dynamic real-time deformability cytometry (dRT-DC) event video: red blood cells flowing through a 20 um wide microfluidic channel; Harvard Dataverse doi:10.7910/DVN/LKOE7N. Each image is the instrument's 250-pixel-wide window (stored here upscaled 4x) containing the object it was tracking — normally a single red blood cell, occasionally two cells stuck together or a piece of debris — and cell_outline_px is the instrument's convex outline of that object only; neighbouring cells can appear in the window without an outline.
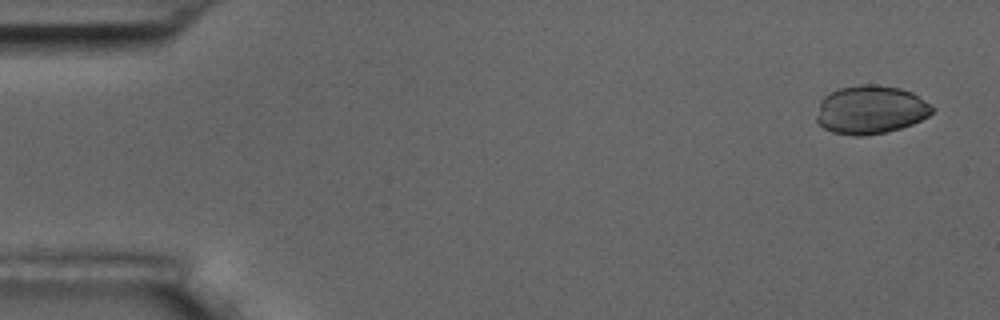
{"species": "common noctule bat (a hibernating species)", "species_latin": "Nyctalus noctula", "temperature_condition": "room temperature", "stored_images_in_passage": 6, "camera_frame_rate_fps": 3000, "um_per_image_px": 0.085, "animal": {"sex": "male", "body_mass_g": 17.5, "forearm_length_mm": 52.3}, "frame": {"image": 1, "passage_image": 1, "time_ms": 0.0, "image_size_px": [1000, 320], "cell_outline_px": [[936, 108], [928, 116], [912, 124], [900, 128], [884, 132], [864, 136], [852, 136], [832, 132], [824, 128], [816, 120], [816, 116], [820, 100], [824, 96], [840, 88], [860, 84], [876, 84], [900, 88], [912, 92]], "centroid_in_image_um": [73.99, 9.33], "position_along_channel_um": 11.0, "area_um2": 32.71}}